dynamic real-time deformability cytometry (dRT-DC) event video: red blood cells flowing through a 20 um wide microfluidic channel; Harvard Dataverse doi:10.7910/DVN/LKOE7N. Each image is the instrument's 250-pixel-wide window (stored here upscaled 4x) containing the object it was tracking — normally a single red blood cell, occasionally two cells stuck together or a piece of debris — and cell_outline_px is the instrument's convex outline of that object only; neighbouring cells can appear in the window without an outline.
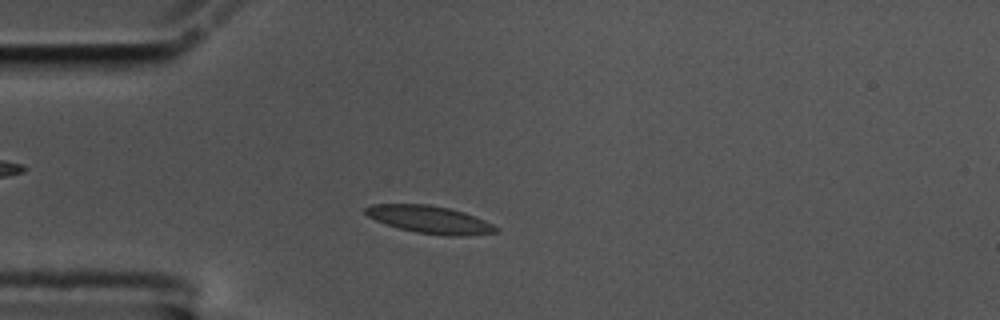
{"species": "common noctule bat (a hibernating species)", "species_latin": "Nyctalus noctula", "temperature_condition": "cold", "stored_images_in_passage": 46, "camera_frame_rate_fps": 3000, "um_per_image_px": 0.085, "animal": {"sex": "male", "body_mass_g": 17.5, "forearm_length_mm": 52.3}, "frame": {"image": 1, "passage_image": 4, "time_ms": 1.0, "image_size_px": [1000, 320], "cell_outline_px": [[500, 228], [496, 232], [460, 236], [448, 236], [416, 232], [384, 224], [368, 216], [364, 212], [364, 208], [372, 204], [428, 204], [448, 208], [464, 212], [484, 220]], "centroid_in_image_um": [36.51, 18.66], "position_along_channel_um": 48.5, "area_um2": 20.81}}
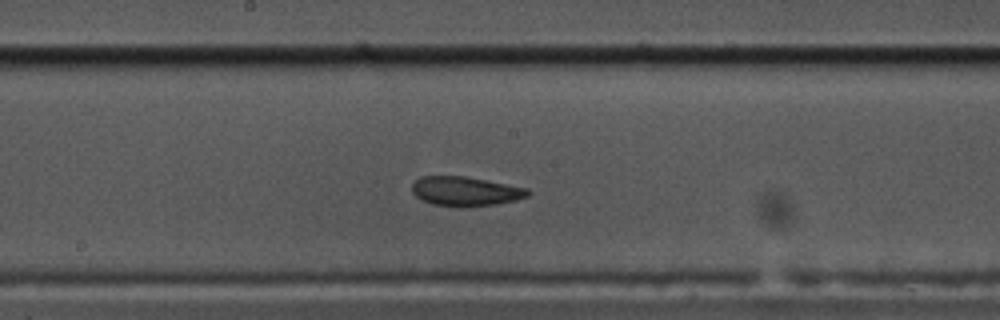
{"frame": {"image": 2, "passage_image": 19, "time_ms": 6.0, "image_size_px": [1000, 320], "cell_outline_px": [[532, 192], [528, 196], [516, 200], [496, 204], [464, 208], [456, 208], [432, 204], [420, 200], [412, 192], [412, 184], [420, 176], [464, 176], [528, 188]], "centroid_in_image_um": [39.55, 16.28], "position_along_channel_um": 208.7, "area_um2": 20.17}}
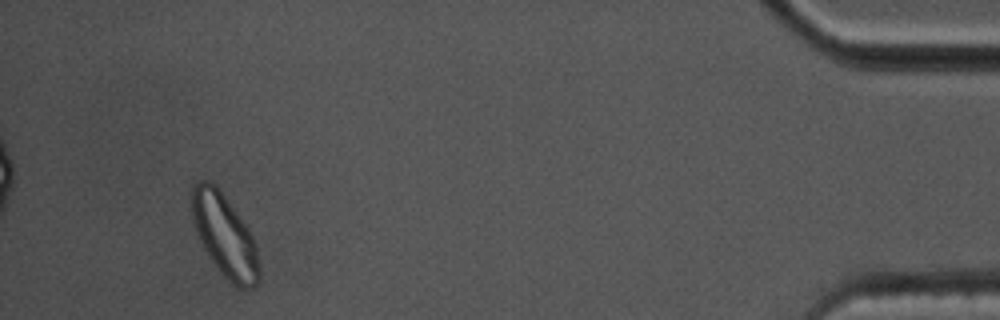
{"frame": {"image": 3, "passage_image": 43, "time_ms": 14.0, "image_size_px": [1000, 320], "cell_outline_px": [[260, 280], [252, 288], [240, 288], [228, 280], [220, 272], [204, 248], [200, 240], [192, 216], [192, 188], [200, 180], [208, 180], [224, 196], [240, 216], [248, 228], [256, 244], [260, 268]], "centroid_in_image_um": [19.13, 20.06], "position_along_channel_um": 416.1, "area_um2": 31.79}, "authors_computed_cell_mechanics": {"area_um2": 20.3745, "velocity_mm_per_s": 3.4683, "shape_relaxation_time_tau1_ms": 4.3346, "shape_relaxation_time_tau2_ms": 1.6163, "deformation_change_tau1": 0.1161, "deformation_change_tau2": 0.0648}}